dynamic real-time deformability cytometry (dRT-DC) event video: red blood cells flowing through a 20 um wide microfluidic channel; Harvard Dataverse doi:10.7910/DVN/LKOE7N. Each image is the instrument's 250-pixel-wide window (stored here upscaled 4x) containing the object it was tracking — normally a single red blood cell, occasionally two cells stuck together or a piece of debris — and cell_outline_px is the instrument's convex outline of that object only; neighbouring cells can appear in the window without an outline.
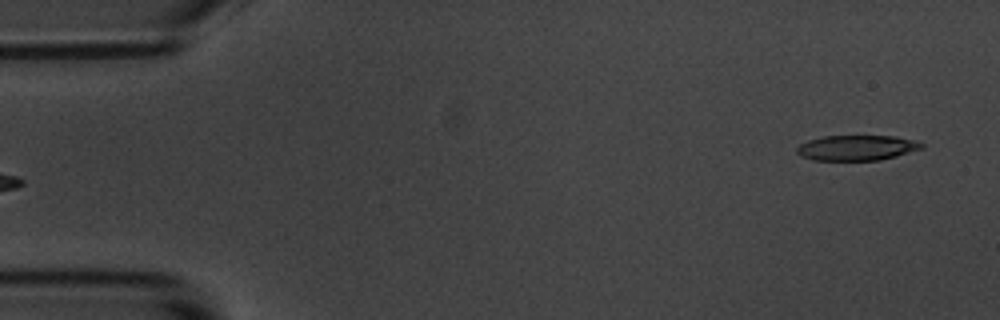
{"species": "common noctule bat (a hibernating species)", "species_latin": "Nyctalus noctula", "temperature_condition": "room temperature", "stored_images_in_passage": 3, "segment_of_instrument_passage": [2, 2], "camera_frame_rate_fps": 3000, "um_per_image_px": 0.085, "animal": {"sex": "male", "body_mass_g": 20.1, "forearm_length_mm": 53.5}, "frame": {"image": 1, "passage_image": 3, "time_ms": 2.333, "image_size_px": [1000, 320], "cell_outline_px": [[924, 148], [896, 156], [880, 160], [812, 160], [800, 156], [796, 152], [796, 148], [800, 144], [808, 140], [824, 136], [896, 136], [916, 140], [924, 144]], "centroid_in_image_um": [72.83, 12.56], "position_along_channel_um": 12.2, "area_um2": 18.5}}